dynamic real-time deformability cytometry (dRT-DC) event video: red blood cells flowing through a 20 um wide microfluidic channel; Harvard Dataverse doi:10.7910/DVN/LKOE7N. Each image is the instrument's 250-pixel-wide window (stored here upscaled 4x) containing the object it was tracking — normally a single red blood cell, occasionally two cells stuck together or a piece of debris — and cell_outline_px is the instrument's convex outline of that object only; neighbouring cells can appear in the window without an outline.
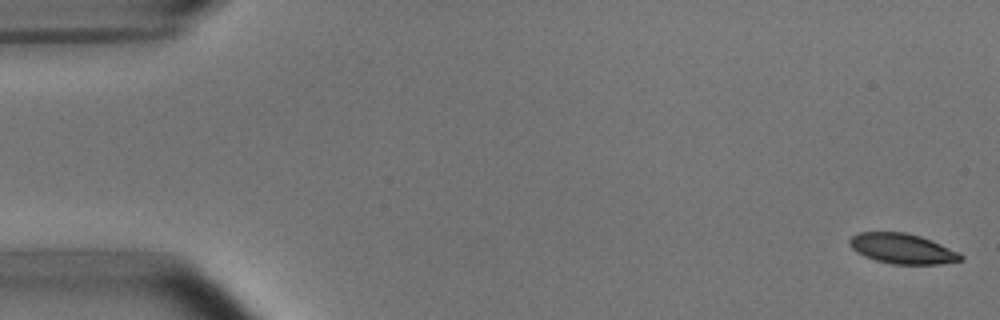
{"species": "common noctule bat (a hibernating species)", "species_latin": "Nyctalus noctula", "temperature_condition": "room temperature", "stored_images_in_passage": 7, "camera_frame_rate_fps": 3000, "um_per_image_px": 0.085, "animal": {"sex": "male", "body_mass_g": 15.6}, "frame": {"image": 1, "passage_image": 1, "time_ms": 0.0, "image_size_px": [1000, 320], "cell_outline_px": [[964, 260], [940, 264], [892, 264], [876, 260], [864, 256], [856, 252], [848, 244], [848, 240], [852, 236], [860, 232], [904, 232], [920, 236], [932, 240], [960, 252], [964, 256]], "centroid_in_image_um": [76.72, 21.13], "position_along_channel_um": 8.3, "area_um2": 19.71}}
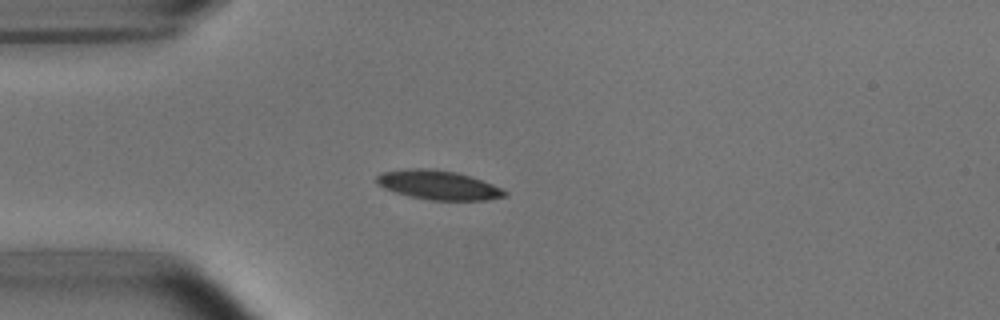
{"frame": {"image": 2, "passage_image": 5, "time_ms": 4.333, "image_size_px": [1000, 320], "cell_outline_px": [[508, 192], [504, 196], [488, 200], [428, 200], [408, 196], [384, 188], [376, 184], [376, 176], [380, 172], [408, 168], [432, 168], [456, 172], [492, 184]], "centroid_in_image_um": [37.19, 15.72], "position_along_channel_um": 47.8, "area_um2": 21.79}}